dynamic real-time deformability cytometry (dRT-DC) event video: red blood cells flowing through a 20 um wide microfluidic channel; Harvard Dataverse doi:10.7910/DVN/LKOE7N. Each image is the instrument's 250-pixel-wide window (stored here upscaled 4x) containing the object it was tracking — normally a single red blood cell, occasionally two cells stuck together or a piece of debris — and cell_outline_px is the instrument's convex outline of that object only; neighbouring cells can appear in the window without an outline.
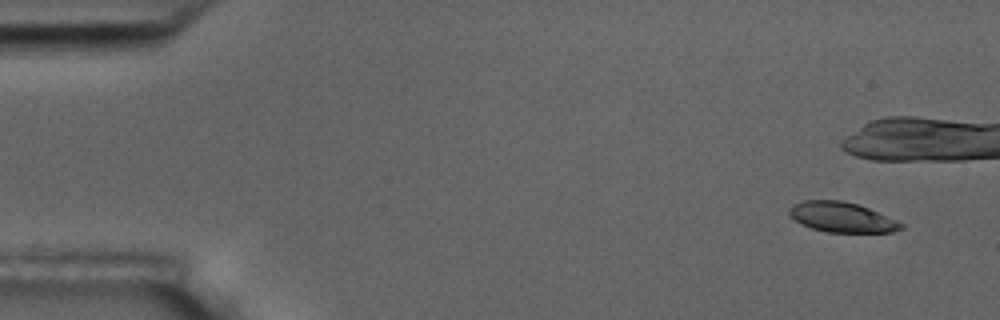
{"species": "common noctule bat (a hibernating species)", "species_latin": "Nyctalus noctula", "temperature_condition": "room temperature", "stored_images_in_passage": 7, "camera_frame_rate_fps": 3000, "um_per_image_px": 0.085, "animal": {"sex": "male", "body_mass_g": 17.5, "forearm_length_mm": 52.3}, "frame": {"image": 1, "passage_image": 1, "time_ms": 0.0, "image_size_px": [1000, 320], "cell_outline_px": [[904, 228], [892, 232], [824, 232], [800, 224], [788, 216], [788, 208], [804, 200], [840, 200], [856, 204], [868, 208], [896, 220], [904, 224]], "centroid_in_image_um": [71.52, 18.47], "position_along_channel_um": 13.5, "area_um2": 19.59}}